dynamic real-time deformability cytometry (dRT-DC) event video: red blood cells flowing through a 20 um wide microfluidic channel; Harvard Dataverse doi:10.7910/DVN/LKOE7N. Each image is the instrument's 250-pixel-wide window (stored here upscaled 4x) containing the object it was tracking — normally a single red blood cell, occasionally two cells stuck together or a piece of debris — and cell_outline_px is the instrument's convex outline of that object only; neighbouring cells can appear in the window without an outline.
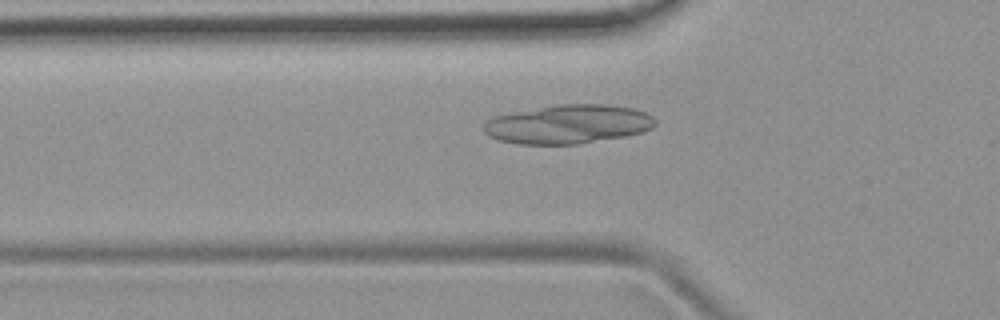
{"species": "common noctule bat (a hibernating species)", "species_latin": "Nyctalus noctula", "temperature_condition": "room temperature", "stored_images_in_passage": 34, "camera_frame_rate_fps": 3000, "um_per_image_px": 0.085, "animal": {"sex": "female", "body_mass_g": 19.9}, "frame": {"image": 1, "passage_image": 7, "time_ms": 2.0, "image_size_px": [1000, 320], "cell_outline_px": [[656, 124], [652, 128], [644, 132], [624, 136], [580, 144], [520, 144], [500, 140], [488, 136], [484, 132], [484, 124], [488, 120], [496, 116], [556, 104], [608, 104], [636, 108], [652, 116], [656, 120]], "centroid_in_image_um": [48.35, 10.55], "position_along_channel_um": 77.5, "area_um2": 38.9}}
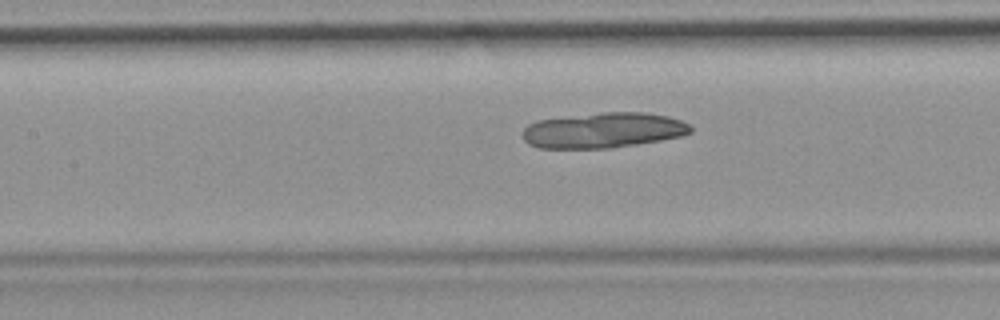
{"frame": {"image": 2, "passage_image": 13, "time_ms": 4.0, "image_size_px": [1000, 320], "cell_outline_px": [[692, 132], [680, 136], [660, 140], [612, 148], [540, 148], [528, 144], [524, 140], [524, 128], [528, 124], [536, 120], [604, 112], [648, 112], [668, 116], [680, 120], [688, 124], [692, 128]], "centroid_in_image_um": [51.28, 11.07], "position_along_channel_um": 156.1, "area_um2": 34.56}}
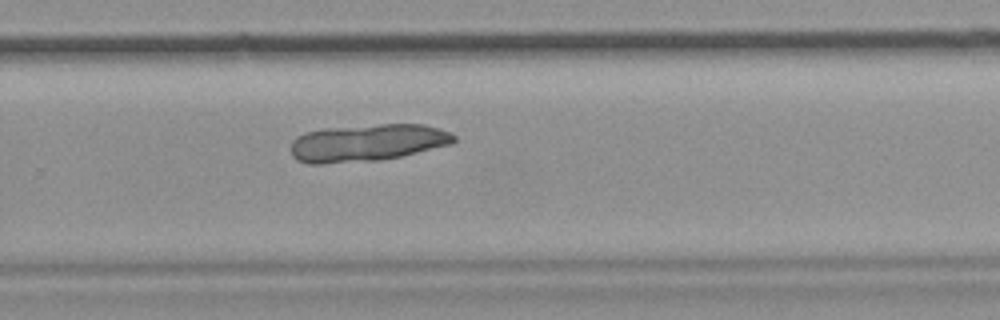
{"frame": {"image": 3, "passage_image": 24, "time_ms": 7.667, "image_size_px": [1000, 320], "cell_outline_px": [[456, 140], [452, 144], [400, 156], [380, 160], [320, 164], [308, 164], [296, 160], [292, 156], [292, 140], [296, 136], [304, 132], [324, 128], [380, 124], [424, 124], [448, 132], [456, 136]], "centroid_in_image_um": [31.17, 12.13], "position_along_channel_um": 298.6, "area_um2": 35.49}}